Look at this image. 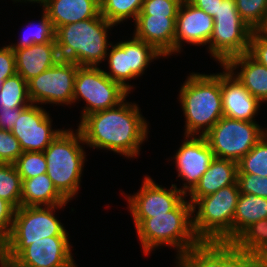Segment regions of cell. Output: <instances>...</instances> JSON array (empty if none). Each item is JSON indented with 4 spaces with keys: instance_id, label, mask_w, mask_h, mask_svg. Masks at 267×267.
<instances>
[{
    "instance_id": "f6af8a7d",
    "label": "cell",
    "mask_w": 267,
    "mask_h": 267,
    "mask_svg": "<svg viewBox=\"0 0 267 267\" xmlns=\"http://www.w3.org/2000/svg\"><path fill=\"white\" fill-rule=\"evenodd\" d=\"M260 266L261 267H267V253L265 256L260 260Z\"/></svg>"
},
{
    "instance_id": "5b68a950",
    "label": "cell",
    "mask_w": 267,
    "mask_h": 267,
    "mask_svg": "<svg viewBox=\"0 0 267 267\" xmlns=\"http://www.w3.org/2000/svg\"><path fill=\"white\" fill-rule=\"evenodd\" d=\"M84 139L79 129L62 130L43 151L47 175L57 191L69 202L78 194L86 160Z\"/></svg>"
},
{
    "instance_id": "484cf974",
    "label": "cell",
    "mask_w": 267,
    "mask_h": 267,
    "mask_svg": "<svg viewBox=\"0 0 267 267\" xmlns=\"http://www.w3.org/2000/svg\"><path fill=\"white\" fill-rule=\"evenodd\" d=\"M264 218H267V199L240 193L233 217V240L250 224Z\"/></svg>"
},
{
    "instance_id": "836d02e7",
    "label": "cell",
    "mask_w": 267,
    "mask_h": 267,
    "mask_svg": "<svg viewBox=\"0 0 267 267\" xmlns=\"http://www.w3.org/2000/svg\"><path fill=\"white\" fill-rule=\"evenodd\" d=\"M14 166L22 180L47 173V162L43 152H23Z\"/></svg>"
},
{
    "instance_id": "4fadbf2b",
    "label": "cell",
    "mask_w": 267,
    "mask_h": 267,
    "mask_svg": "<svg viewBox=\"0 0 267 267\" xmlns=\"http://www.w3.org/2000/svg\"><path fill=\"white\" fill-rule=\"evenodd\" d=\"M64 206H20L15 211L12 230L6 241H38L51 236H68L54 213L55 209Z\"/></svg>"
},
{
    "instance_id": "74e56055",
    "label": "cell",
    "mask_w": 267,
    "mask_h": 267,
    "mask_svg": "<svg viewBox=\"0 0 267 267\" xmlns=\"http://www.w3.org/2000/svg\"><path fill=\"white\" fill-rule=\"evenodd\" d=\"M248 54L259 64L267 67V36L253 30L250 37Z\"/></svg>"
},
{
    "instance_id": "3957f363",
    "label": "cell",
    "mask_w": 267,
    "mask_h": 267,
    "mask_svg": "<svg viewBox=\"0 0 267 267\" xmlns=\"http://www.w3.org/2000/svg\"><path fill=\"white\" fill-rule=\"evenodd\" d=\"M115 24L101 14L96 18L60 26L55 32L59 56L79 66L98 67L109 51L108 29Z\"/></svg>"
},
{
    "instance_id": "2e32d148",
    "label": "cell",
    "mask_w": 267,
    "mask_h": 267,
    "mask_svg": "<svg viewBox=\"0 0 267 267\" xmlns=\"http://www.w3.org/2000/svg\"><path fill=\"white\" fill-rule=\"evenodd\" d=\"M49 113L37 104H30L20 111L11 130L23 152H43L63 129L54 130Z\"/></svg>"
},
{
    "instance_id": "52a82bcc",
    "label": "cell",
    "mask_w": 267,
    "mask_h": 267,
    "mask_svg": "<svg viewBox=\"0 0 267 267\" xmlns=\"http://www.w3.org/2000/svg\"><path fill=\"white\" fill-rule=\"evenodd\" d=\"M68 236H51L38 241H5L0 258L14 267H77Z\"/></svg>"
},
{
    "instance_id": "277c9868",
    "label": "cell",
    "mask_w": 267,
    "mask_h": 267,
    "mask_svg": "<svg viewBox=\"0 0 267 267\" xmlns=\"http://www.w3.org/2000/svg\"><path fill=\"white\" fill-rule=\"evenodd\" d=\"M192 204L183 200L174 210L146 218L137 228L145 255L162 245L177 248V256L185 254L202 242L193 228Z\"/></svg>"
},
{
    "instance_id": "d6a6232c",
    "label": "cell",
    "mask_w": 267,
    "mask_h": 267,
    "mask_svg": "<svg viewBox=\"0 0 267 267\" xmlns=\"http://www.w3.org/2000/svg\"><path fill=\"white\" fill-rule=\"evenodd\" d=\"M241 19L251 30H258L267 15V0H235Z\"/></svg>"
},
{
    "instance_id": "7bdbcfd3",
    "label": "cell",
    "mask_w": 267,
    "mask_h": 267,
    "mask_svg": "<svg viewBox=\"0 0 267 267\" xmlns=\"http://www.w3.org/2000/svg\"><path fill=\"white\" fill-rule=\"evenodd\" d=\"M263 35L267 36V15L263 25L258 29Z\"/></svg>"
},
{
    "instance_id": "ffe728a7",
    "label": "cell",
    "mask_w": 267,
    "mask_h": 267,
    "mask_svg": "<svg viewBox=\"0 0 267 267\" xmlns=\"http://www.w3.org/2000/svg\"><path fill=\"white\" fill-rule=\"evenodd\" d=\"M133 36L152 45L165 57L175 54L176 18L137 16Z\"/></svg>"
},
{
    "instance_id": "cb8c5ba5",
    "label": "cell",
    "mask_w": 267,
    "mask_h": 267,
    "mask_svg": "<svg viewBox=\"0 0 267 267\" xmlns=\"http://www.w3.org/2000/svg\"><path fill=\"white\" fill-rule=\"evenodd\" d=\"M237 162L215 157L200 181L189 193V202L193 204L197 199L216 193L219 189L236 184Z\"/></svg>"
},
{
    "instance_id": "4316f807",
    "label": "cell",
    "mask_w": 267,
    "mask_h": 267,
    "mask_svg": "<svg viewBox=\"0 0 267 267\" xmlns=\"http://www.w3.org/2000/svg\"><path fill=\"white\" fill-rule=\"evenodd\" d=\"M231 243L261 260L267 253V218L250 224Z\"/></svg>"
},
{
    "instance_id": "f35d334b",
    "label": "cell",
    "mask_w": 267,
    "mask_h": 267,
    "mask_svg": "<svg viewBox=\"0 0 267 267\" xmlns=\"http://www.w3.org/2000/svg\"><path fill=\"white\" fill-rule=\"evenodd\" d=\"M16 208L6 200L0 198V247L9 238Z\"/></svg>"
},
{
    "instance_id": "8fae6325",
    "label": "cell",
    "mask_w": 267,
    "mask_h": 267,
    "mask_svg": "<svg viewBox=\"0 0 267 267\" xmlns=\"http://www.w3.org/2000/svg\"><path fill=\"white\" fill-rule=\"evenodd\" d=\"M132 37L130 40L119 41L115 45L110 44L111 51L106 57L111 71H104L129 93L133 86L127 81L142 76L149 63L156 58L164 57L152 45Z\"/></svg>"
},
{
    "instance_id": "ee69618b",
    "label": "cell",
    "mask_w": 267,
    "mask_h": 267,
    "mask_svg": "<svg viewBox=\"0 0 267 267\" xmlns=\"http://www.w3.org/2000/svg\"><path fill=\"white\" fill-rule=\"evenodd\" d=\"M13 1H15V2H16V1H18V2H19V1L23 2V1H24L25 3H26V1H27V2H32V3H33V2H34V3L36 2V3H39L40 5H43V4L46 2V0H13Z\"/></svg>"
},
{
    "instance_id": "30bf717a",
    "label": "cell",
    "mask_w": 267,
    "mask_h": 267,
    "mask_svg": "<svg viewBox=\"0 0 267 267\" xmlns=\"http://www.w3.org/2000/svg\"><path fill=\"white\" fill-rule=\"evenodd\" d=\"M130 94L118 82L113 81L99 67L79 66L76 72L73 103L83 99L86 106L80 119L117 106Z\"/></svg>"
},
{
    "instance_id": "60d3db41",
    "label": "cell",
    "mask_w": 267,
    "mask_h": 267,
    "mask_svg": "<svg viewBox=\"0 0 267 267\" xmlns=\"http://www.w3.org/2000/svg\"><path fill=\"white\" fill-rule=\"evenodd\" d=\"M23 108L25 107L0 109V129L11 131Z\"/></svg>"
},
{
    "instance_id": "603a6c76",
    "label": "cell",
    "mask_w": 267,
    "mask_h": 267,
    "mask_svg": "<svg viewBox=\"0 0 267 267\" xmlns=\"http://www.w3.org/2000/svg\"><path fill=\"white\" fill-rule=\"evenodd\" d=\"M225 66L262 104L267 101V67L259 64L248 53L229 59ZM240 67L239 72H234ZM237 73V74H235Z\"/></svg>"
},
{
    "instance_id": "d4e9b609",
    "label": "cell",
    "mask_w": 267,
    "mask_h": 267,
    "mask_svg": "<svg viewBox=\"0 0 267 267\" xmlns=\"http://www.w3.org/2000/svg\"><path fill=\"white\" fill-rule=\"evenodd\" d=\"M67 203L47 173L22 180L21 206H55Z\"/></svg>"
},
{
    "instance_id": "b9f144b4",
    "label": "cell",
    "mask_w": 267,
    "mask_h": 267,
    "mask_svg": "<svg viewBox=\"0 0 267 267\" xmlns=\"http://www.w3.org/2000/svg\"><path fill=\"white\" fill-rule=\"evenodd\" d=\"M192 5L209 14L212 18L217 14L219 3L223 0H188Z\"/></svg>"
},
{
    "instance_id": "4dcf8cb0",
    "label": "cell",
    "mask_w": 267,
    "mask_h": 267,
    "mask_svg": "<svg viewBox=\"0 0 267 267\" xmlns=\"http://www.w3.org/2000/svg\"><path fill=\"white\" fill-rule=\"evenodd\" d=\"M237 173L267 177V133L237 162Z\"/></svg>"
},
{
    "instance_id": "7a4b0ae2",
    "label": "cell",
    "mask_w": 267,
    "mask_h": 267,
    "mask_svg": "<svg viewBox=\"0 0 267 267\" xmlns=\"http://www.w3.org/2000/svg\"><path fill=\"white\" fill-rule=\"evenodd\" d=\"M179 101L186 120L184 136H205L223 117L221 72L191 73L181 85Z\"/></svg>"
},
{
    "instance_id": "d6986e66",
    "label": "cell",
    "mask_w": 267,
    "mask_h": 267,
    "mask_svg": "<svg viewBox=\"0 0 267 267\" xmlns=\"http://www.w3.org/2000/svg\"><path fill=\"white\" fill-rule=\"evenodd\" d=\"M221 72L223 116L241 121H254L261 102L225 67Z\"/></svg>"
},
{
    "instance_id": "e0dca14e",
    "label": "cell",
    "mask_w": 267,
    "mask_h": 267,
    "mask_svg": "<svg viewBox=\"0 0 267 267\" xmlns=\"http://www.w3.org/2000/svg\"><path fill=\"white\" fill-rule=\"evenodd\" d=\"M178 176L182 178L184 186L180 190L189 194L198 184L201 176L206 172L215 158L204 136H186L175 156Z\"/></svg>"
},
{
    "instance_id": "5bb4252c",
    "label": "cell",
    "mask_w": 267,
    "mask_h": 267,
    "mask_svg": "<svg viewBox=\"0 0 267 267\" xmlns=\"http://www.w3.org/2000/svg\"><path fill=\"white\" fill-rule=\"evenodd\" d=\"M176 259V267H261L256 256L224 242H202Z\"/></svg>"
},
{
    "instance_id": "7402d4cb",
    "label": "cell",
    "mask_w": 267,
    "mask_h": 267,
    "mask_svg": "<svg viewBox=\"0 0 267 267\" xmlns=\"http://www.w3.org/2000/svg\"><path fill=\"white\" fill-rule=\"evenodd\" d=\"M42 7L55 31L60 26L100 15V3L97 0H46Z\"/></svg>"
},
{
    "instance_id": "d590c367",
    "label": "cell",
    "mask_w": 267,
    "mask_h": 267,
    "mask_svg": "<svg viewBox=\"0 0 267 267\" xmlns=\"http://www.w3.org/2000/svg\"><path fill=\"white\" fill-rule=\"evenodd\" d=\"M237 184L241 194H254L267 199V177L257 174L237 173Z\"/></svg>"
},
{
    "instance_id": "e575fe53",
    "label": "cell",
    "mask_w": 267,
    "mask_h": 267,
    "mask_svg": "<svg viewBox=\"0 0 267 267\" xmlns=\"http://www.w3.org/2000/svg\"><path fill=\"white\" fill-rule=\"evenodd\" d=\"M183 0H144L138 16H165L177 18Z\"/></svg>"
},
{
    "instance_id": "9a60e30c",
    "label": "cell",
    "mask_w": 267,
    "mask_h": 267,
    "mask_svg": "<svg viewBox=\"0 0 267 267\" xmlns=\"http://www.w3.org/2000/svg\"><path fill=\"white\" fill-rule=\"evenodd\" d=\"M161 186L146 175L138 193L126 196L136 228L146 218H152V215L165 214L174 210L185 199L186 195L177 188L176 184H172L170 189Z\"/></svg>"
},
{
    "instance_id": "6da1fadb",
    "label": "cell",
    "mask_w": 267,
    "mask_h": 267,
    "mask_svg": "<svg viewBox=\"0 0 267 267\" xmlns=\"http://www.w3.org/2000/svg\"><path fill=\"white\" fill-rule=\"evenodd\" d=\"M139 108L125 98L115 107L85 116L78 126L84 143L90 148L136 158L149 130V122L141 115Z\"/></svg>"
},
{
    "instance_id": "7dc6e473",
    "label": "cell",
    "mask_w": 267,
    "mask_h": 267,
    "mask_svg": "<svg viewBox=\"0 0 267 267\" xmlns=\"http://www.w3.org/2000/svg\"><path fill=\"white\" fill-rule=\"evenodd\" d=\"M3 83H4V81L0 80V91H1Z\"/></svg>"
},
{
    "instance_id": "bcb514c9",
    "label": "cell",
    "mask_w": 267,
    "mask_h": 267,
    "mask_svg": "<svg viewBox=\"0 0 267 267\" xmlns=\"http://www.w3.org/2000/svg\"><path fill=\"white\" fill-rule=\"evenodd\" d=\"M0 266L1 267H14L11 263H7L0 258Z\"/></svg>"
},
{
    "instance_id": "f1b7e54d",
    "label": "cell",
    "mask_w": 267,
    "mask_h": 267,
    "mask_svg": "<svg viewBox=\"0 0 267 267\" xmlns=\"http://www.w3.org/2000/svg\"><path fill=\"white\" fill-rule=\"evenodd\" d=\"M143 2L144 0H103L100 3V14L115 25L131 17L135 21L141 12Z\"/></svg>"
},
{
    "instance_id": "ab89813d",
    "label": "cell",
    "mask_w": 267,
    "mask_h": 267,
    "mask_svg": "<svg viewBox=\"0 0 267 267\" xmlns=\"http://www.w3.org/2000/svg\"><path fill=\"white\" fill-rule=\"evenodd\" d=\"M16 73L14 51L9 45H5L0 48V80L4 81Z\"/></svg>"
},
{
    "instance_id": "9c48e42d",
    "label": "cell",
    "mask_w": 267,
    "mask_h": 267,
    "mask_svg": "<svg viewBox=\"0 0 267 267\" xmlns=\"http://www.w3.org/2000/svg\"><path fill=\"white\" fill-rule=\"evenodd\" d=\"M256 121L222 117L204 136L214 156L238 162L267 133Z\"/></svg>"
},
{
    "instance_id": "44dd1931",
    "label": "cell",
    "mask_w": 267,
    "mask_h": 267,
    "mask_svg": "<svg viewBox=\"0 0 267 267\" xmlns=\"http://www.w3.org/2000/svg\"><path fill=\"white\" fill-rule=\"evenodd\" d=\"M15 54L16 72L27 82L52 67L61 58L56 41L44 44H33L13 50Z\"/></svg>"
},
{
    "instance_id": "ba28073f",
    "label": "cell",
    "mask_w": 267,
    "mask_h": 267,
    "mask_svg": "<svg viewBox=\"0 0 267 267\" xmlns=\"http://www.w3.org/2000/svg\"><path fill=\"white\" fill-rule=\"evenodd\" d=\"M213 19L214 27L208 48L211 56L221 66L235 56L248 53L253 30L241 19L235 0H223L219 3Z\"/></svg>"
},
{
    "instance_id": "ac0fdd59",
    "label": "cell",
    "mask_w": 267,
    "mask_h": 267,
    "mask_svg": "<svg viewBox=\"0 0 267 267\" xmlns=\"http://www.w3.org/2000/svg\"><path fill=\"white\" fill-rule=\"evenodd\" d=\"M214 27V19L202 9L183 0L176 18L175 53H180L182 43L207 45Z\"/></svg>"
},
{
    "instance_id": "8d00e7d4",
    "label": "cell",
    "mask_w": 267,
    "mask_h": 267,
    "mask_svg": "<svg viewBox=\"0 0 267 267\" xmlns=\"http://www.w3.org/2000/svg\"><path fill=\"white\" fill-rule=\"evenodd\" d=\"M22 153L20 143L12 132L0 129V163L14 164Z\"/></svg>"
},
{
    "instance_id": "f546056e",
    "label": "cell",
    "mask_w": 267,
    "mask_h": 267,
    "mask_svg": "<svg viewBox=\"0 0 267 267\" xmlns=\"http://www.w3.org/2000/svg\"><path fill=\"white\" fill-rule=\"evenodd\" d=\"M22 179L14 164L0 163V198L16 209L21 206Z\"/></svg>"
},
{
    "instance_id": "8992f818",
    "label": "cell",
    "mask_w": 267,
    "mask_h": 267,
    "mask_svg": "<svg viewBox=\"0 0 267 267\" xmlns=\"http://www.w3.org/2000/svg\"><path fill=\"white\" fill-rule=\"evenodd\" d=\"M239 195L236 183L199 198L192 204L193 228L201 242L233 241V217Z\"/></svg>"
},
{
    "instance_id": "83f0119b",
    "label": "cell",
    "mask_w": 267,
    "mask_h": 267,
    "mask_svg": "<svg viewBox=\"0 0 267 267\" xmlns=\"http://www.w3.org/2000/svg\"><path fill=\"white\" fill-rule=\"evenodd\" d=\"M30 104L28 83L22 76L16 73L4 80L0 91V109L27 107Z\"/></svg>"
},
{
    "instance_id": "1f68e13d",
    "label": "cell",
    "mask_w": 267,
    "mask_h": 267,
    "mask_svg": "<svg viewBox=\"0 0 267 267\" xmlns=\"http://www.w3.org/2000/svg\"><path fill=\"white\" fill-rule=\"evenodd\" d=\"M41 16V20H39V23L36 24L35 30H29L30 33H25L22 35L23 38L21 37L20 41H18L17 44H11L9 45L12 50H17L23 47H29L33 44H44V43H49L50 41H56L55 39V29L53 27L52 22L49 20L48 14L43 11ZM30 28L33 27V22L29 23ZM28 31V32H29Z\"/></svg>"
},
{
    "instance_id": "7c38bea8",
    "label": "cell",
    "mask_w": 267,
    "mask_h": 267,
    "mask_svg": "<svg viewBox=\"0 0 267 267\" xmlns=\"http://www.w3.org/2000/svg\"><path fill=\"white\" fill-rule=\"evenodd\" d=\"M78 67L75 62L60 59L29 80L28 94L32 104L72 105Z\"/></svg>"
}]
</instances>
